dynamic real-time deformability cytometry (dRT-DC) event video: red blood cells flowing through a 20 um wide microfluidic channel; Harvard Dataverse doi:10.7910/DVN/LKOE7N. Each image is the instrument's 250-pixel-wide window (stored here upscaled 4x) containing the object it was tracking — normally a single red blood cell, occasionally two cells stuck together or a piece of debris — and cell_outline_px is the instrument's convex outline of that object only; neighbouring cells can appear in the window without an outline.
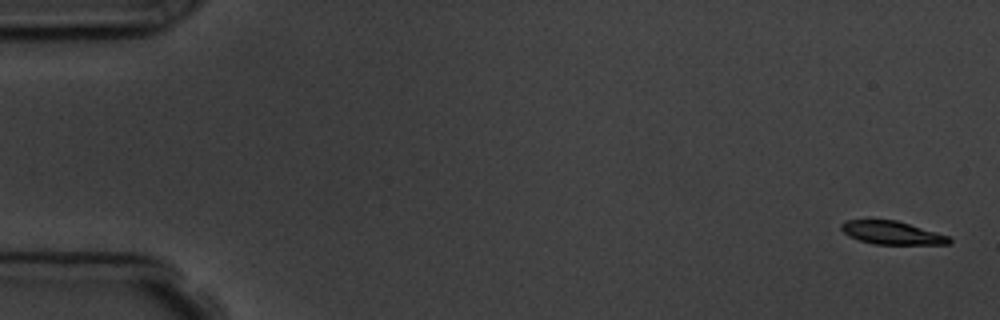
{"species": "common noctule bat (a hibernating species)", "species_latin": "Nyctalus noctula", "temperature_condition": "room temperature", "stored_images_in_passage": 5, "camera_frame_rate_fps": 3000, "um_per_image_px": 0.085, "animal": {"sex": "male", "body_mass_g": 19.5, "forearm_length_mm": 54.6}, "frame": {"image": 1, "passage_image": 1, "time_ms": 0.0, "image_size_px": [1000, 320], "cell_outline_px": [[952, 240], [948, 244], [872, 244], [848, 236], [840, 228], [840, 224], [844, 220], [896, 220], [936, 232], [948, 236]], "centroid_in_image_um": [75.77, 19.78], "position_along_channel_um": 9.2, "area_um2": 14.45}}
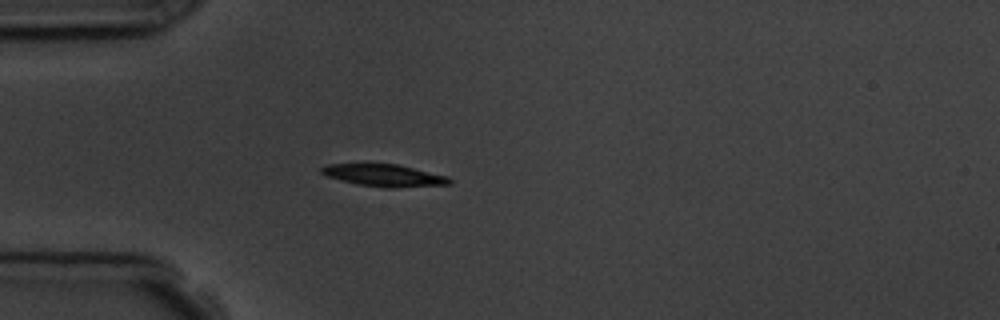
{"frame": {"image": 2, "passage_image": 5, "time_ms": 4.667, "image_size_px": [1000, 320], "cell_outline_px": [[452, 184], [396, 188], [384, 188], [356, 184], [324, 176], [320, 172], [320, 168], [328, 164], [396, 164], [448, 176], [452, 180]], "centroid_in_image_um": [32.64, 14.92], "position_along_channel_um": 52.4, "area_um2": 16.65}}